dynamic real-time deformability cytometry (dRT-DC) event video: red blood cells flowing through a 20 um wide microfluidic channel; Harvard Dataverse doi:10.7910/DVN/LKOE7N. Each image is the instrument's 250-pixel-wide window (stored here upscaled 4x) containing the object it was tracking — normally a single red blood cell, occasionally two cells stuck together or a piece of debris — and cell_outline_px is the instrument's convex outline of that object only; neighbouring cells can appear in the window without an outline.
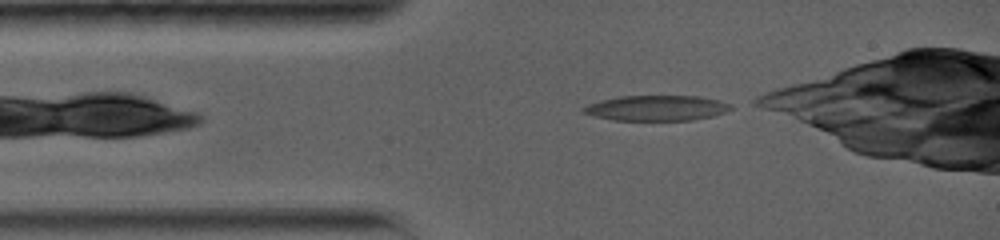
{"species": "common noctule bat (a hibernating species)", "species_latin": "Nyctalus noctula", "temperature_condition": "warm", "stored_images_in_passage": 18, "camera_frame_rate_fps": 5000, "um_per_image_px": 0.085, "animal": {"sex": "female", "body_mass_g": 19.0, "forearm_length_mm": 56.7}, "frame": {"image": 1, "passage_image": 1, "time_ms": 0.0, "image_size_px": [1000, 240], "cell_outline_px": [[736, 108], [728, 112], [716, 116], [692, 120], [612, 120], [596, 116], [584, 112], [580, 108], [588, 104], [600, 100], [620, 96], [700, 96], [720, 100], [732, 104]], "centroid_in_image_um": [55.91, 9.18], "position_along_channel_um": 29.1, "area_um2": 22.08}}
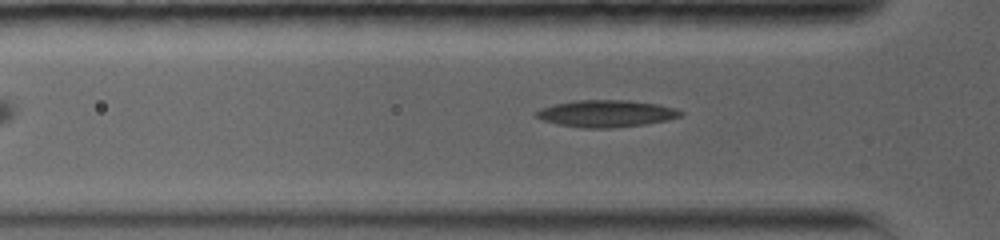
{"frame": {"image": 2, "passage_image": 13, "time_ms": 1.6, "image_size_px": [1000, 240], "cell_outline_px": [[684, 112], [680, 116], [668, 120], [644, 124], [612, 128], [580, 128], [556, 124], [544, 120], [536, 116], [536, 112], [540, 108], [556, 104], [576, 100], [628, 100], [660, 104], [676, 108]], "centroid_in_image_um": [51.56, 9.65], "position_along_channel_um": 74.2, "area_um2": 22.72}}